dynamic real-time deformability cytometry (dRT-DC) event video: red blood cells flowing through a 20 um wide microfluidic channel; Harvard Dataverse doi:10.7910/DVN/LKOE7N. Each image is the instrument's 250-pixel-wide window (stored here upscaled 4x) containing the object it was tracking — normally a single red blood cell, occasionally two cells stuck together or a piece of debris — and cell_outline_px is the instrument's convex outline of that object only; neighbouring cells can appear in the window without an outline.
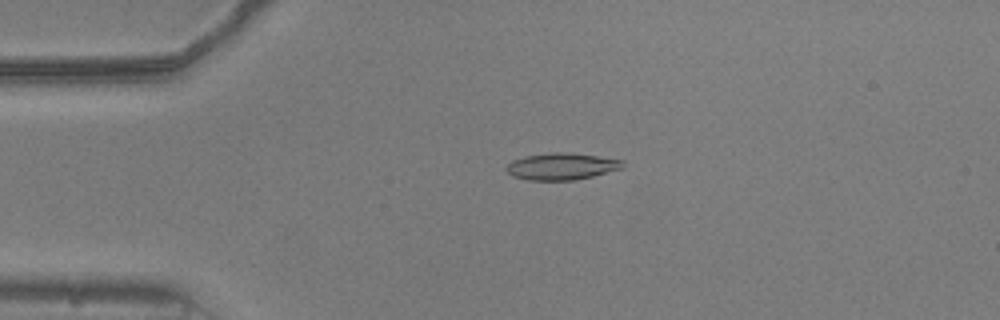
{"species": "common noctule bat (a hibernating species)", "species_latin": "Nyctalus noctula", "temperature_condition": "warm", "stored_images_in_passage": 52, "camera_frame_rate_fps": 3000, "um_per_image_px": 0.085, "animal": {"sex": "male", "body_mass_g": 20.5, "forearm_length_mm": 52.5}, "frame": {"image": 1, "passage_image": 11, "time_ms": 3.333, "image_size_px": [1000, 320], "cell_outline_px": [[624, 168], [576, 180], [528, 180], [512, 176], [504, 168], [512, 160], [524, 156], [552, 152], [564, 152], [596, 156], [624, 160]], "centroid_in_image_um": [47.72, 14.14], "position_along_channel_um": 37.3, "area_um2": 18.21}}
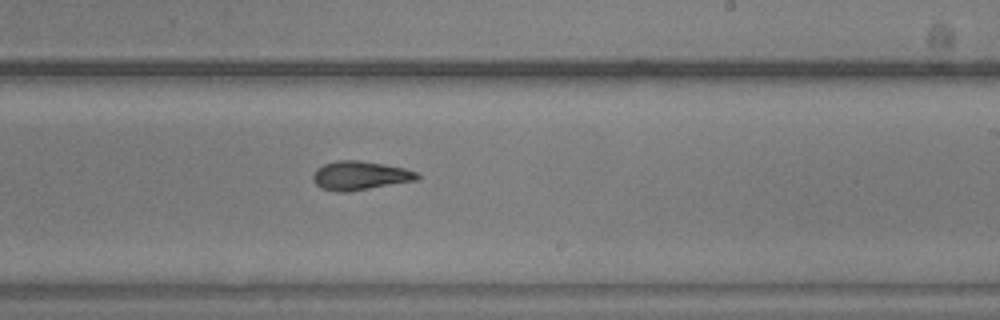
{"frame": {"image": 2, "passage_image": 31, "time_ms": 10.0, "image_size_px": [1000, 320], "cell_outline_px": [[420, 176], [416, 180], [348, 192], [336, 192], [320, 188], [312, 180], [312, 176], [316, 168], [324, 164], [336, 160], [360, 160], [384, 164], [404, 168], [416, 172]], "centroid_in_image_um": [30.55, 14.92], "position_along_channel_um": 258.5, "area_um2": 17.57}}
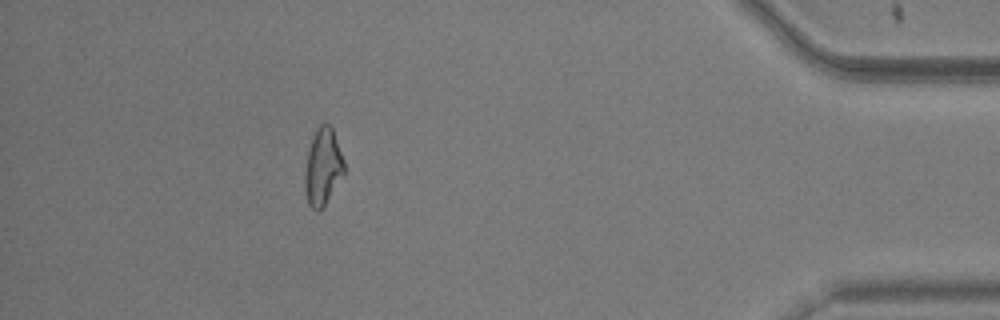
{"frame": {"image": 3, "passage_image": 47, "time_ms": 15.333, "image_size_px": [1000, 320], "cell_outline_px": [[344, 172], [324, 204], [316, 212], [308, 204], [304, 188], [304, 172], [308, 152], [312, 136], [316, 128], [324, 120], [332, 128], [344, 160]], "centroid_in_image_um": [27.41, 14.13], "position_along_channel_um": 407.8, "area_um2": 17.4}, "authors_computed_cell_mechanics": {"area_um2": 17.5712, "velocity_mm_per_s": 3.7825, "shape_relaxation_time_tau1_ms": null, "shape_relaxation_time_tau2_ms": 4.7634, "deformation_change_tau1": null, "deformation_change_tau2": 0.1345}}